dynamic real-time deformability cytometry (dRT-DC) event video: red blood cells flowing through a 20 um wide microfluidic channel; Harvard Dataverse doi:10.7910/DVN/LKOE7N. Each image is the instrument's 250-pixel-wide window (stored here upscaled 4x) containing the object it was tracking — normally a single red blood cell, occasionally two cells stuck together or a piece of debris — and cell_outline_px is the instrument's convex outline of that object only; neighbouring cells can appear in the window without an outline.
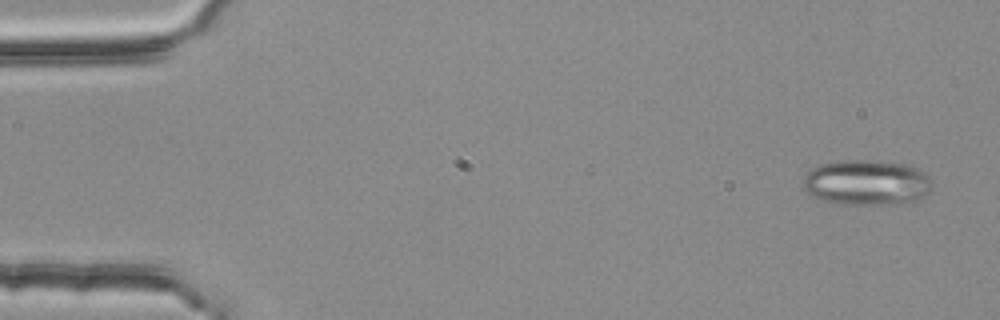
{"species": "common noctule bat (a hibernating species)", "species_latin": "Nyctalus noctula", "temperature_condition": "room temperature", "stored_images_in_passage": 3, "camera_frame_rate_fps": 3000, "um_per_image_px": 0.085, "animal": {"sex": "female", "body_mass_g": 25.1}, "frame": {"image": 1, "passage_image": 1, "time_ms": 0.0, "image_size_px": [1000, 320], "cell_outline_px": [[932, 180], [928, 192], [920, 200], [896, 204], [840, 204], [824, 200], [808, 192], [804, 188], [804, 176], [812, 168], [820, 164], [840, 160], [876, 160], [904, 164], [916, 168], [928, 176]], "centroid_in_image_um": [73.68, 15.51], "position_along_channel_um": 11.3, "area_um2": 33.99}}